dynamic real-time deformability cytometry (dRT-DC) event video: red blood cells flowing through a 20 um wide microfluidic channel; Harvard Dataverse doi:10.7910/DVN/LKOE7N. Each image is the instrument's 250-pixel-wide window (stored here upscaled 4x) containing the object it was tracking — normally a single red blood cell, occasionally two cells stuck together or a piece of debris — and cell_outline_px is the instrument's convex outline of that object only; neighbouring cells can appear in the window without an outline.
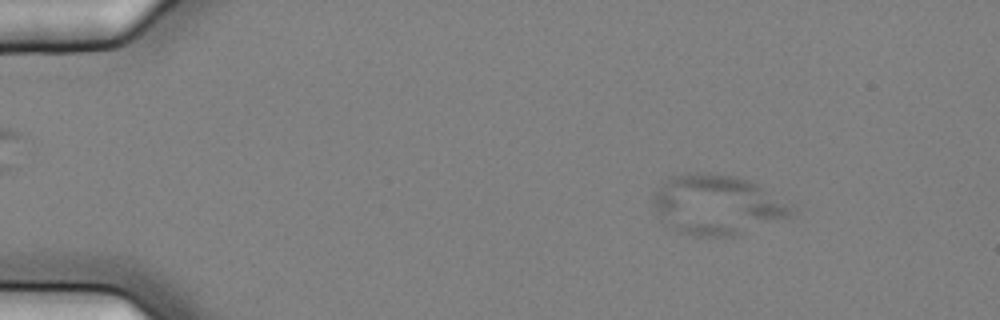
{"species": "common noctule bat (a hibernating species)", "species_latin": "Nyctalus noctula", "temperature_condition": "cold", "stored_images_in_passage": 49, "camera_frame_rate_fps": 3000, "um_per_image_px": 0.085, "animal": {"sex": "female", "body_mass_g": 25.1}, "frame": {"image": 1, "passage_image": 1, "time_ms": 0.0, "image_size_px": [1000, 320], "cell_outline_px": [[796, 212], [788, 216], [732, 236], [696, 236], [680, 232], [672, 228], [652, 208], [652, 192], [668, 176], [688, 172], [708, 172], [736, 176], [748, 180], [756, 184], [796, 208]], "centroid_in_image_um": [60.86, 17.37], "position_along_channel_um": 24.1, "area_um2": 47.97}}
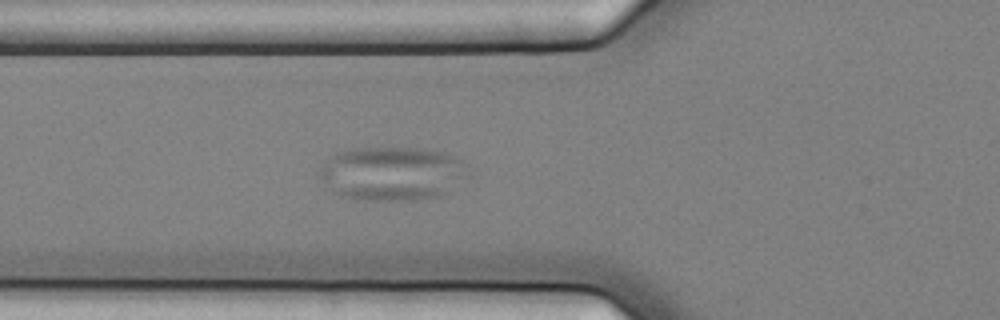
{"frame": {"image": 2, "passage_image": 14, "time_ms": 4.333, "image_size_px": [1000, 320], "cell_outline_px": [[468, 176], [448, 192], [436, 196], [412, 200], [356, 200], [340, 196], [332, 192], [320, 176], [320, 168], [336, 152], [356, 148], [420, 148], [444, 152], [464, 160]], "centroid_in_image_um": [33.34, 14.75], "position_along_channel_um": 92.5, "area_um2": 46.7}}
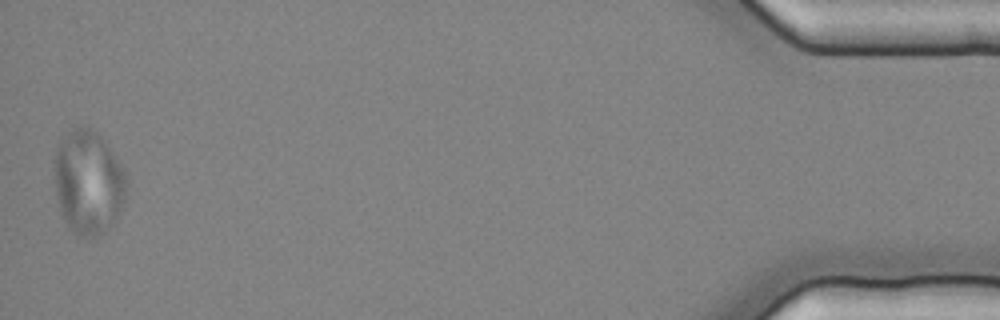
{"frame": {"image": 3, "passage_image": 49, "time_ms": 16.0, "image_size_px": [1000, 320], "cell_outline_px": [[128, 184], [124, 200], [116, 220], [104, 232], [96, 236], [80, 236], [72, 232], [68, 228], [60, 212], [56, 192], [56, 152], [60, 140], [72, 128], [80, 124], [88, 124], [100, 136], [124, 168], [128, 180]], "centroid_in_image_um": [7.53, 15.48], "position_along_channel_um": 427.7, "area_um2": 43.87}}